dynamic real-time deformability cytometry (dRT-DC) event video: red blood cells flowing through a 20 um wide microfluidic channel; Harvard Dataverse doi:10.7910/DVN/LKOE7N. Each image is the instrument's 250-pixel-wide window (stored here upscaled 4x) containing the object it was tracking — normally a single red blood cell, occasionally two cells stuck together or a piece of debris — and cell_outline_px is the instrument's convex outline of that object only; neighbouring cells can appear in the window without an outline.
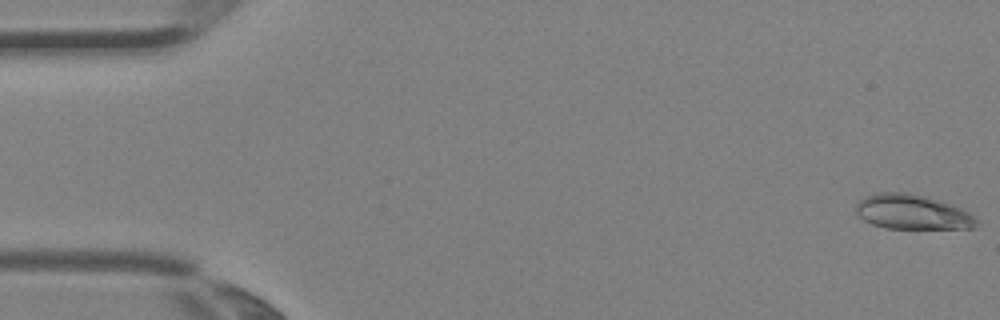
{"species": "Egyptian fruit bat (a non-hibernating species)", "species_latin": "Rousettus aegyptiacus", "temperature_condition": "room temperature", "stored_images_in_passage": 3, "segment_of_instrument_passage": [2, 2], "camera_frame_rate_fps": 3000, "um_per_image_px": 0.085, "animal": {"sex": "female"}, "frame": {"image": 1, "passage_image": 3, "time_ms": 0.667, "image_size_px": [1000, 320], "cell_outline_px": [[980, 224], [976, 228], [884, 228], [872, 224], [864, 220], [856, 212], [856, 204], [864, 196], [876, 192], [908, 192], [940, 200], [952, 204], [976, 216]], "centroid_in_image_um": [77.57, 18.01], "position_along_channel_um": 7.4, "area_um2": 24.62}}